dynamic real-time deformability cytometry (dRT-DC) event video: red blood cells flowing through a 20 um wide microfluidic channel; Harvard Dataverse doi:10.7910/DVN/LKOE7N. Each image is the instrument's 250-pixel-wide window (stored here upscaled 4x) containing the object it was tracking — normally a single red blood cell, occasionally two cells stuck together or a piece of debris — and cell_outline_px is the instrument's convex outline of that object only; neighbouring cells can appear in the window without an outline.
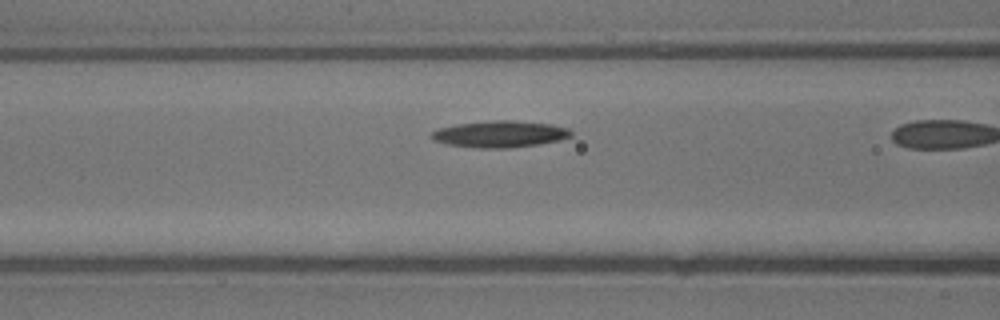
{"species": "common noctule bat (a hibernating species)", "species_latin": "Nyctalus noctula", "temperature_condition": "warm", "stored_images_in_passage": 6, "camera_frame_rate_fps": 3000, "um_per_image_px": 0.085, "animal": {"sex": "male", "body_mass_g": 13.3}, "frame": {"image": 1, "passage_image": 5, "time_ms": 1.333, "image_size_px": [1000, 320], "cell_outline_px": [[572, 136], [560, 140], [540, 144], [512, 148], [476, 148], [448, 144], [432, 140], [428, 136], [432, 132], [440, 128], [456, 124], [492, 120], [512, 120], [552, 124], [568, 128], [572, 132]], "centroid_in_image_um": [42.5, 11.4], "position_along_channel_um": 124.1, "area_um2": 21.85}}